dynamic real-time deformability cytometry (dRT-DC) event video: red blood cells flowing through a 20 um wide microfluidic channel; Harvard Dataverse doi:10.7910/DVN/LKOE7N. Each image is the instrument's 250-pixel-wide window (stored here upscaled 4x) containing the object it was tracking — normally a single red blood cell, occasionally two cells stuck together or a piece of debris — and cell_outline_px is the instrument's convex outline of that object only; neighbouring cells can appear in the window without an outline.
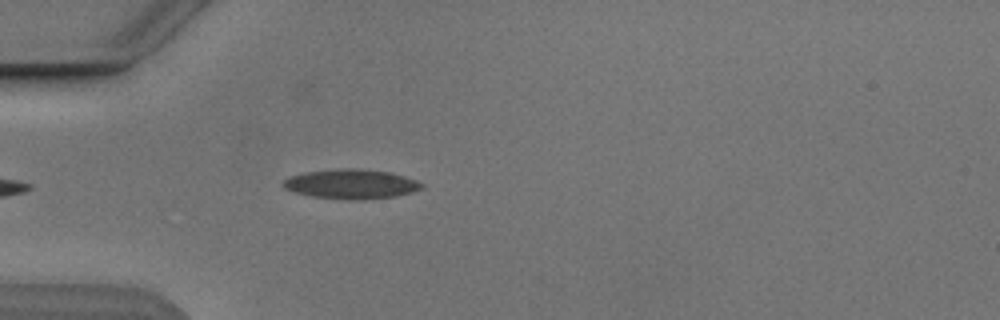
{"species": "Egyptian fruit bat (a non-hibernating species)", "species_latin": "Rousettus aegyptiacus", "temperature_condition": "cold", "stored_images_in_passage": 3, "camera_frame_rate_fps": 3000, "um_per_image_px": 0.085, "animal": {"sex": "male"}, "frame": {"image": 1, "passage_image": 3, "time_ms": 2.333, "image_size_px": [1000, 320], "cell_outline_px": [[424, 188], [412, 192], [396, 196], [360, 200], [348, 200], [312, 196], [296, 192], [284, 188], [280, 184], [284, 180], [292, 176], [308, 172], [340, 168], [356, 168], [388, 172], [404, 176], [416, 180], [424, 184]], "centroid_in_image_um": [29.88, 15.65], "position_along_channel_um": 55.1, "area_um2": 23.76}}